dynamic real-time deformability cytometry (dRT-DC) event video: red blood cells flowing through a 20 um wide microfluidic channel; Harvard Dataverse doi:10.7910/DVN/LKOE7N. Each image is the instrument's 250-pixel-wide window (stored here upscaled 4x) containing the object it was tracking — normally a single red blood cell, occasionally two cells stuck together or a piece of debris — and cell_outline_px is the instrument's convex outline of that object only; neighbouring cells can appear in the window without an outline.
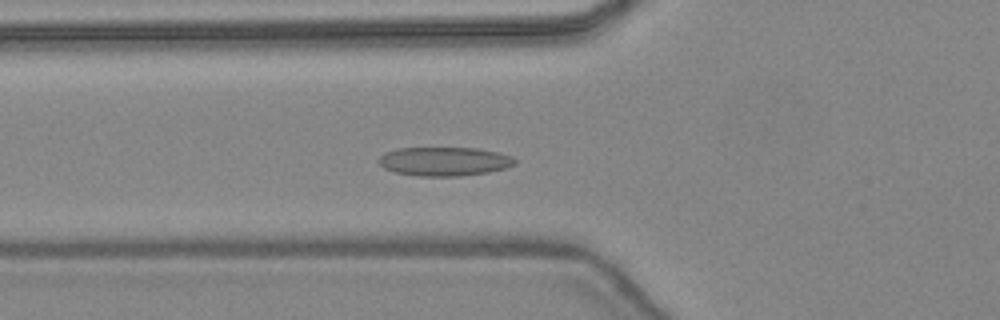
{"species": "common noctule bat (a hibernating species)", "species_latin": "Nyctalus noctula", "temperature_condition": "warm", "stored_images_in_passage": 44, "camera_frame_rate_fps": 3000, "um_per_image_px": 0.085, "animal": {"sex": "female", "body_mass_g": 24.6, "forearm_length_mm": 56.2}, "frame": {"image": 1, "passage_image": 15, "time_ms": 4.667, "image_size_px": [1000, 320], "cell_outline_px": [[516, 164], [504, 168], [488, 172], [460, 176], [420, 176], [396, 172], [384, 168], [376, 160], [384, 152], [396, 148], [476, 148], [496, 152], [512, 156], [516, 160]], "centroid_in_image_um": [37.74, 13.71], "position_along_channel_um": 88.1, "area_um2": 22.89}}
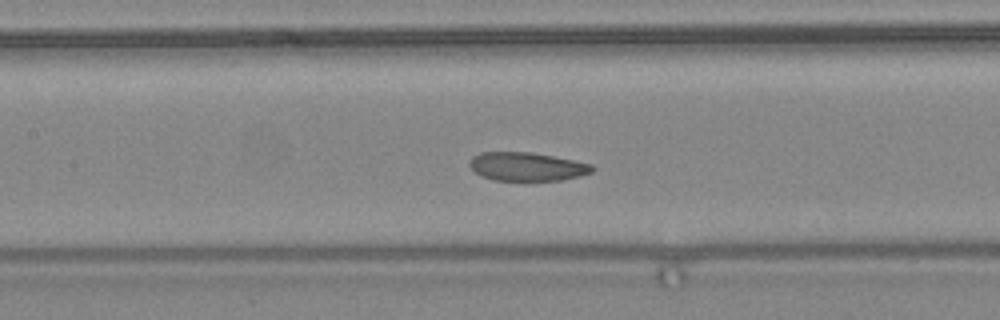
{"frame": {"image": 2, "passage_image": 20, "time_ms": 6.333, "image_size_px": [1000, 320], "cell_outline_px": [[596, 168], [592, 172], [564, 180], [492, 180], [480, 176], [468, 164], [472, 156], [480, 152], [532, 152], [592, 164]], "centroid_in_image_um": [44.77, 14.16], "position_along_channel_um": 162.6, "area_um2": 20.4}}
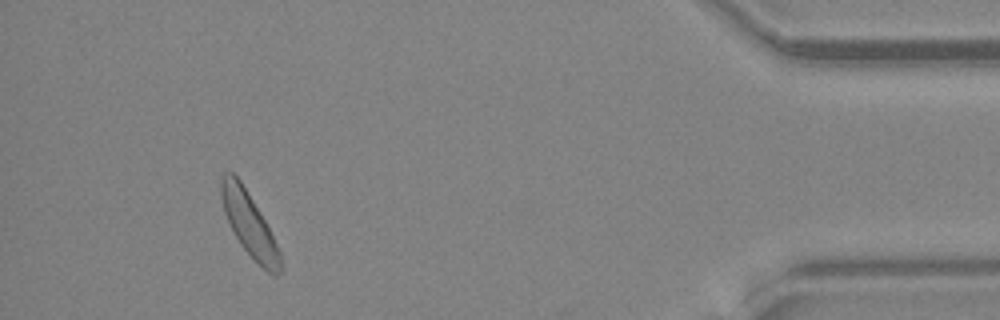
{"frame": {"image": 3, "passage_image": 41, "time_ms": 13.333, "image_size_px": [1000, 320], "cell_outline_px": [[280, 272], [276, 276], [268, 272], [240, 244], [228, 224], [224, 212], [220, 196], [220, 176], [224, 172], [232, 172], [240, 180], [264, 220], [280, 252]], "centroid_in_image_um": [21.12, 19.0], "position_along_channel_um": 414.1, "area_um2": 21.33}, "authors_computed_cell_mechanics": {"area_um2": 21.8195, "velocity_mm_per_s": 4.4176, "shape_relaxation_time_tau1_ms": 2.9102, "shape_relaxation_time_tau2_ms": null, "deformation_change_tau1": 0.085, "deformation_change_tau2": null}}